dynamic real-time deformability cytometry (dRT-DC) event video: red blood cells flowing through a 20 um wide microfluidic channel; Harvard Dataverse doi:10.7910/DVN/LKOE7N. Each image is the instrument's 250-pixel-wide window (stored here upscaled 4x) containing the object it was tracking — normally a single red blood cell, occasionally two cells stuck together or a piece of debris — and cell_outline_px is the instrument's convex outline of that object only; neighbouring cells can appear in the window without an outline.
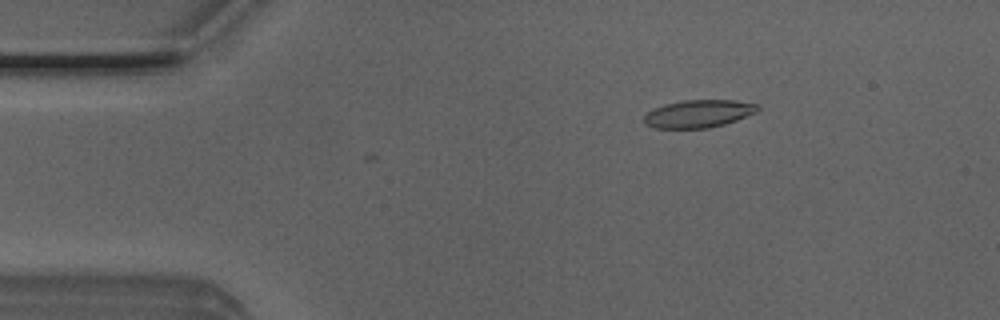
{"species": "Egyptian fruit bat (a non-hibernating species)", "species_latin": "Rousettus aegyptiacus", "temperature_condition": "room temperature", "stored_images_in_passage": 4, "camera_frame_rate_fps": 3000, "um_per_image_px": 0.085, "animal": {"sex": "male"}, "frame": {"image": 1, "passage_image": 2, "time_ms": 0.333, "image_size_px": [1000, 320], "cell_outline_px": [[760, 108], [756, 112], [736, 120], [724, 124], [708, 128], [656, 128], [648, 124], [644, 120], [644, 116], [652, 108], [664, 104], [680, 100], [736, 100], [760, 104]], "centroid_in_image_um": [59.4, 9.65], "position_along_channel_um": 25.6, "area_um2": 18.38}}